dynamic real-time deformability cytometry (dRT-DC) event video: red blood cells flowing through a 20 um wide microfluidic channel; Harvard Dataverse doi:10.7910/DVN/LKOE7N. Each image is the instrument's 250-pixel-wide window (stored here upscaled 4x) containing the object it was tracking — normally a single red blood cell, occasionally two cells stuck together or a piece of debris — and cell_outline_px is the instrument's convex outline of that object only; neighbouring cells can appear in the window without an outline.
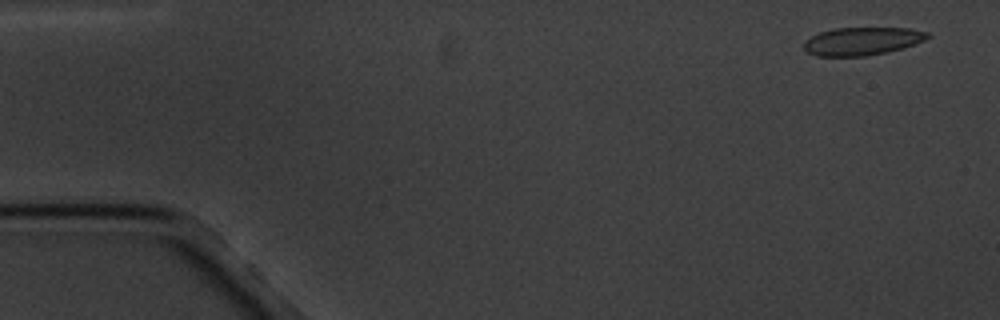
{"species": "common noctule bat (a hibernating species)", "species_latin": "Nyctalus noctula", "temperature_condition": "cold", "stored_images_in_passage": 7, "camera_frame_rate_fps": 3000, "um_per_image_px": 0.085, "animal": {"sex": "male", "body_mass_g": 20.1, "forearm_length_mm": 53.5}, "frame": {"image": 1, "passage_image": 1, "time_ms": 0.0, "image_size_px": [1000, 320], "cell_outline_px": [[932, 36], [924, 40], [888, 52], [864, 56], [816, 56], [808, 52], [804, 48], [804, 40], [820, 32], [832, 28], [912, 28], [928, 32]], "centroid_in_image_um": [73.27, 3.49], "position_along_channel_um": 11.7, "area_um2": 20.11}}
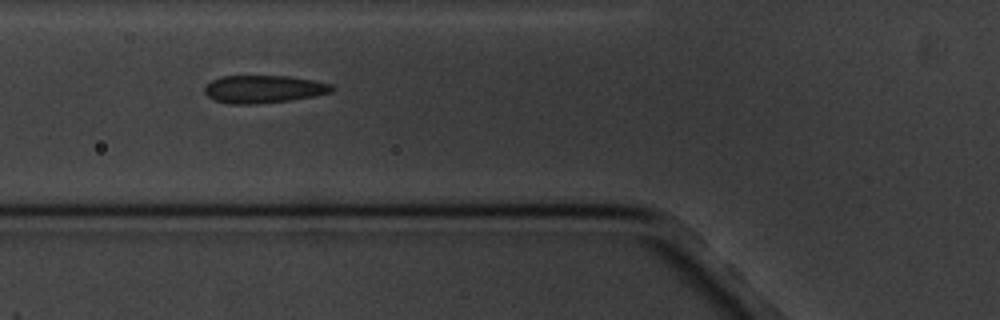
{"frame": {"image": 2, "passage_image": 6, "time_ms": 6.0, "image_size_px": [1000, 320], "cell_outline_px": [[336, 88], [332, 92], [316, 96], [288, 100], [256, 104], [232, 104], [216, 100], [208, 96], [204, 92], [204, 88], [212, 80], [220, 76], [288, 76], [312, 80], [332, 84]], "centroid_in_image_um": [22.44, 7.57], "position_along_channel_um": 103.4, "area_um2": 20.52}}
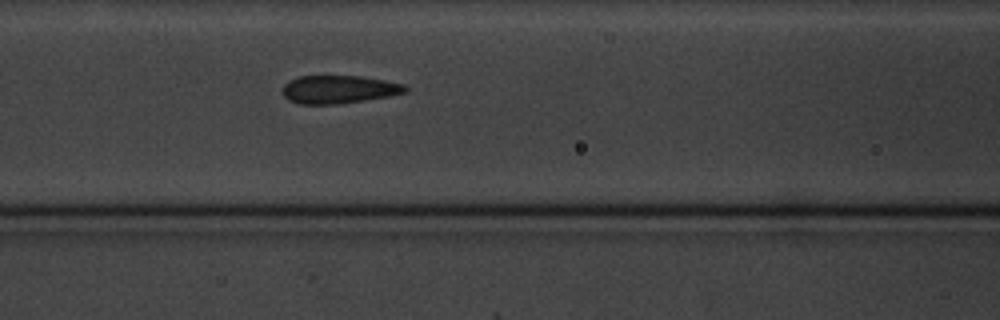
{"frame": {"image": 3, "passage_image": 7, "time_ms": 7.0, "image_size_px": [1000, 320], "cell_outline_px": [[408, 92], [388, 96], [340, 104], [300, 104], [288, 100], [284, 96], [284, 84], [288, 80], [300, 76], [360, 76], [384, 80], [404, 84], [408, 88]], "centroid_in_image_um": [28.8, 7.6], "position_along_channel_um": 137.8, "area_um2": 20.06}}